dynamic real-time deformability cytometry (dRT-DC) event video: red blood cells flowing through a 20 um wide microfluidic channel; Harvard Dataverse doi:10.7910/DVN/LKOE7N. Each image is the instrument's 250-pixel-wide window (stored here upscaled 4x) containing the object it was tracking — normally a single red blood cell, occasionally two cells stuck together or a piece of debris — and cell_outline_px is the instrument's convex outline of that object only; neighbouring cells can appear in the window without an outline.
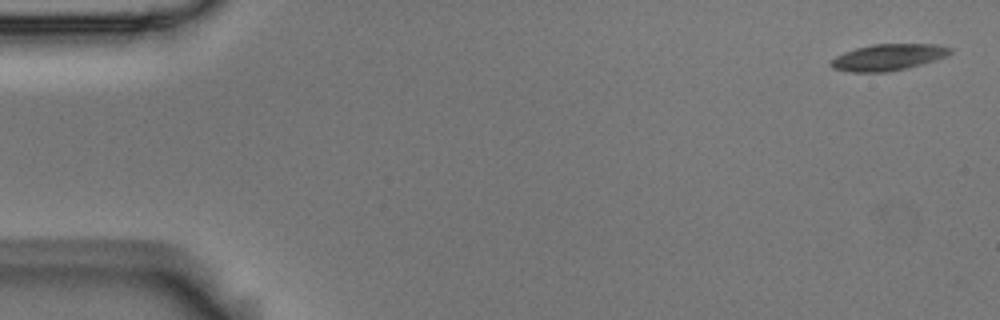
{"species": "Egyptian fruit bat (a non-hibernating species)", "species_latin": "Rousettus aegyptiacus", "temperature_condition": "room temperature", "stored_images_in_passage": 5, "camera_frame_rate_fps": 3000, "um_per_image_px": 0.085, "animal": {"sex": "male"}, "frame": {"image": 1, "passage_image": 1, "time_ms": 0.0, "image_size_px": [1000, 320], "cell_outline_px": [[952, 52], [948, 56], [936, 60], [908, 68], [888, 72], [852, 72], [832, 68], [828, 64], [828, 60], [844, 52], [856, 48], [872, 44], [936, 44], [952, 48]], "centroid_in_image_um": [75.48, 4.87], "position_along_channel_um": 9.5, "area_um2": 18.61}}
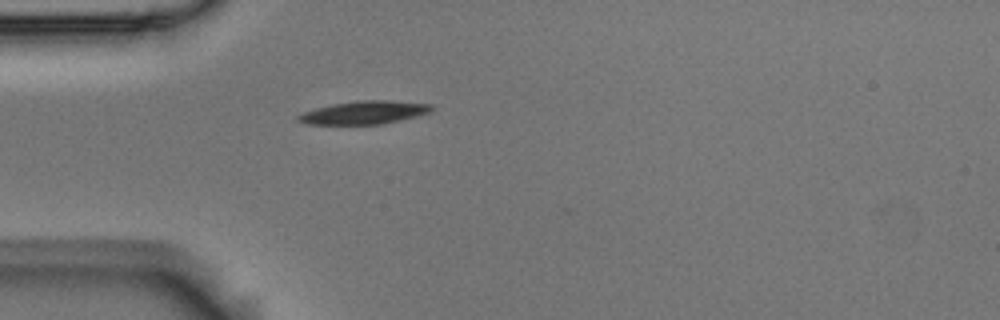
{"frame": {"image": 2, "passage_image": 5, "time_ms": 1.333, "image_size_px": [1000, 320], "cell_outline_px": [[436, 108], [428, 112], [416, 116], [400, 120], [380, 124], [308, 124], [296, 120], [296, 116], [304, 112], [316, 108], [332, 104], [356, 100], [388, 100], [432, 104]], "centroid_in_image_um": [30.96, 9.55], "position_along_channel_um": 54.0, "area_um2": 17.92}}